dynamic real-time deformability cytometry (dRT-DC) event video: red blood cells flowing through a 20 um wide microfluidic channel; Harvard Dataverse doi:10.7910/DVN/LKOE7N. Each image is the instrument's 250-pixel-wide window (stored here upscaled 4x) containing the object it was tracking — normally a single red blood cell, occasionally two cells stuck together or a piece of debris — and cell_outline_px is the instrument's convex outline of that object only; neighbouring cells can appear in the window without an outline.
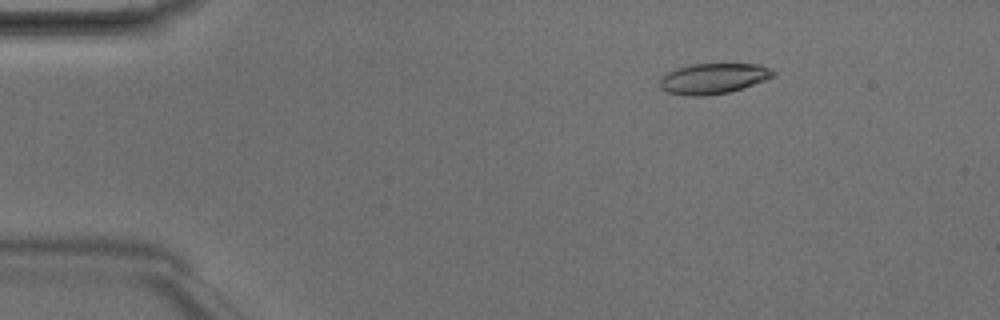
{"species": "Egyptian fruit bat (a non-hibernating species)", "species_latin": "Rousettus aegyptiacus", "temperature_condition": "room temperature", "stored_images_in_passage": 42, "camera_frame_rate_fps": 3000, "um_per_image_px": 0.085, "animal": {"sex": "male"}, "frame": {"image": 1, "passage_image": 1, "time_ms": 0.0, "image_size_px": [1000, 320], "cell_outline_px": [[776, 76], [728, 92], [704, 96], [688, 96], [668, 92], [660, 88], [660, 80], [668, 72], [676, 68], [692, 64], [760, 64], [776, 72]], "centroid_in_image_um": [60.63, 6.67], "position_along_channel_um": 24.4, "area_um2": 19.94}}
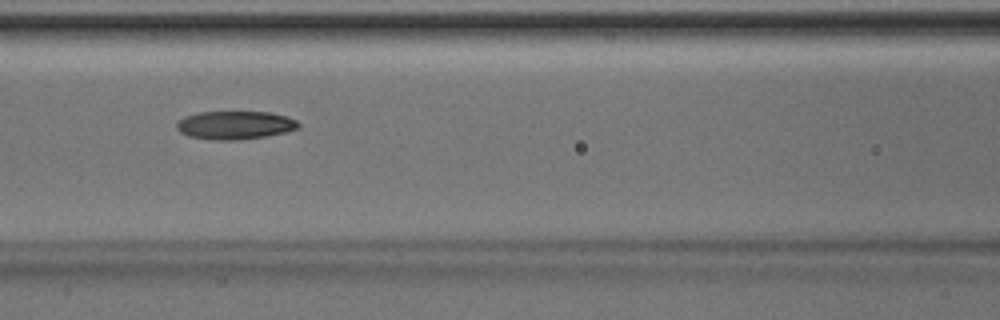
{"frame": {"image": 2, "passage_image": 15, "time_ms": 4.667, "image_size_px": [1000, 320], "cell_outline_px": [[300, 128], [268, 136], [236, 140], [216, 140], [188, 136], [180, 132], [176, 128], [176, 120], [184, 116], [196, 112], [268, 112], [288, 116], [296, 120], [300, 124]], "centroid_in_image_um": [19.95, 10.63], "position_along_channel_um": 146.6, "area_um2": 20.29}}
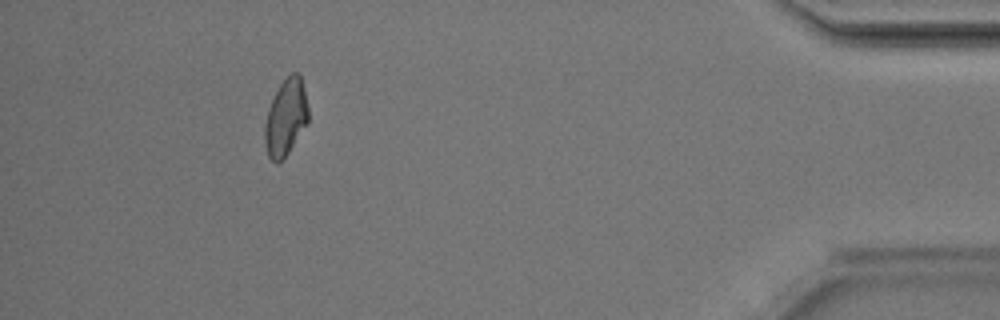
{"frame": {"image": 3, "passage_image": 38, "time_ms": 12.333, "image_size_px": [1000, 320], "cell_outline_px": [[308, 124], [288, 152], [276, 164], [268, 156], [264, 140], [264, 124], [268, 108], [280, 84], [292, 72], [296, 72], [300, 76], [308, 108]], "centroid_in_image_um": [24.28, 10.0], "position_along_channel_um": 410.9, "area_um2": 19.19}, "authors_computed_cell_mechanics": {"area_um2": 19.7098, "velocity_mm_per_s": 4.1896, "shape_relaxation_time_tau1_ms": 5.3867, "shape_relaxation_time_tau2_ms": 4.8314, "deformation_change_tau1": 0.1762, "deformation_change_tau2": 0.1133}}